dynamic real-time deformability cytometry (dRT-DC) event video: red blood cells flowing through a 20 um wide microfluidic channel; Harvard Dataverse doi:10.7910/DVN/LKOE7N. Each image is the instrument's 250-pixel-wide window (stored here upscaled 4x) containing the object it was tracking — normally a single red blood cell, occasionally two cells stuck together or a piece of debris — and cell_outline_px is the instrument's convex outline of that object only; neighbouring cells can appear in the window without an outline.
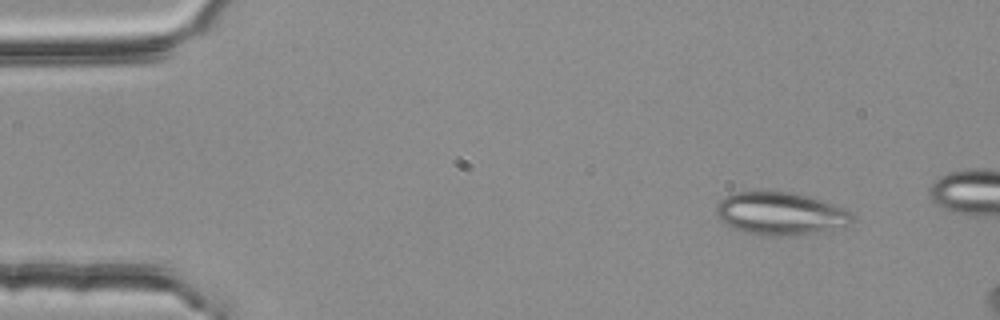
{"species": "common noctule bat (a hibernating species)", "species_latin": "Nyctalus noctula", "temperature_condition": "room temperature", "stored_images_in_passage": 2, "camera_frame_rate_fps": 3000, "um_per_image_px": 0.085, "animal": {"sex": "female", "body_mass_g": 25.1}, "frame": {"image": 1, "passage_image": 2, "time_ms": 0.333, "image_size_px": [1000, 320], "cell_outline_px": [[852, 220], [844, 228], [780, 236], [772, 236], [744, 232], [724, 224], [720, 220], [716, 212], [716, 204], [724, 196], [736, 192], [792, 192], [820, 200], [844, 208], [852, 216]], "centroid_in_image_um": [66.29, 18.15], "position_along_channel_um": 18.7, "area_um2": 33.47}}